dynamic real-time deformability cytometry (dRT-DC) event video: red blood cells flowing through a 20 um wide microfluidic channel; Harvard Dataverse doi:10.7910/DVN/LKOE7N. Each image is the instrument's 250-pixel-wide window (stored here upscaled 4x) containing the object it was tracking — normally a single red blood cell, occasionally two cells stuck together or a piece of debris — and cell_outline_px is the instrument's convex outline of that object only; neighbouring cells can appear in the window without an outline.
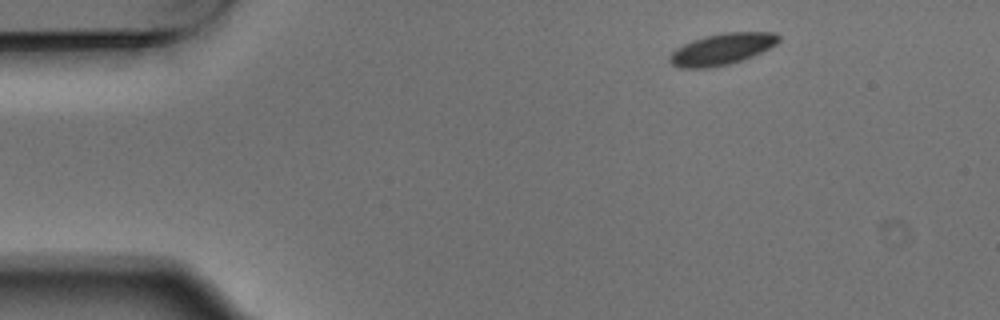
{"species": "Egyptian fruit bat (a non-hibernating species)", "species_latin": "Rousettus aegyptiacus", "temperature_condition": "warm", "stored_images_in_passage": 6, "camera_frame_rate_fps": 3000, "um_per_image_px": 0.085, "animal": {"sex": "male"}, "frame": {"image": 1, "passage_image": 1, "time_ms": 0.0, "image_size_px": [1000, 320], "cell_outline_px": [[780, 40], [776, 44], [752, 56], [728, 64], [712, 68], [680, 68], [672, 64], [668, 60], [668, 56], [676, 48], [692, 40], [724, 32], [776, 32], [780, 36]], "centroid_in_image_um": [61.35, 4.17], "position_along_channel_um": 23.7, "area_um2": 19.83}}
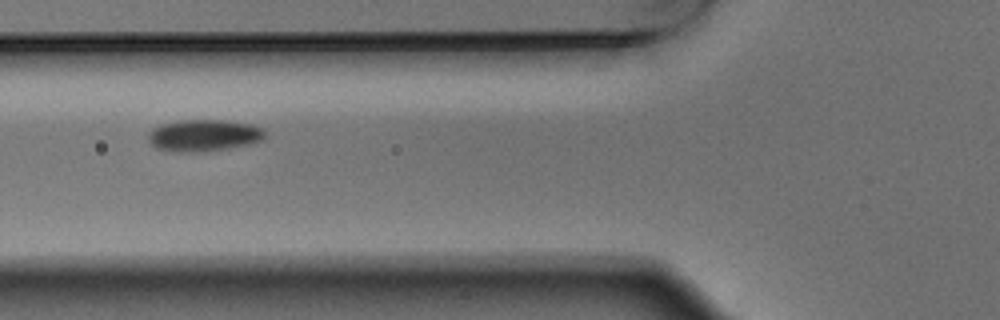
{"frame": {"image": 2, "passage_image": 4, "time_ms": 1.0, "image_size_px": [1000, 320], "cell_outline_px": [[264, 140], [252, 144], [204, 152], [172, 152], [156, 148], [148, 140], [148, 132], [152, 128], [160, 124], [180, 120], [224, 120], [252, 124], [264, 128]], "centroid_in_image_um": [17.32, 11.51], "position_along_channel_um": 108.5, "area_um2": 22.02}}
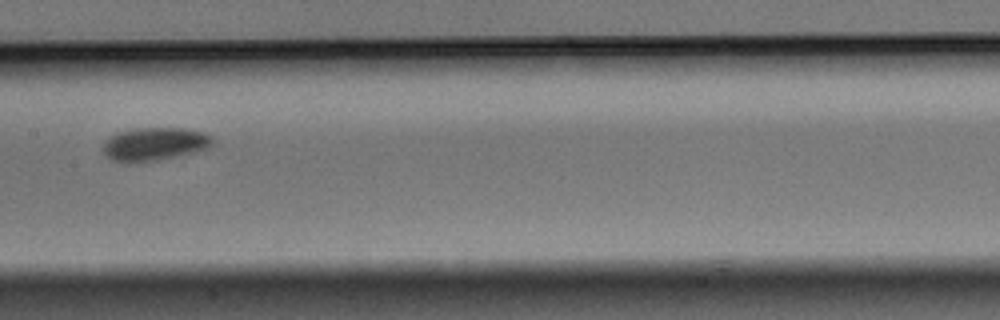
{"frame": {"image": 3, "passage_image": 6, "time_ms": 1.667, "image_size_px": [1000, 320], "cell_outline_px": [[212, 144], [208, 148], [160, 160], [128, 164], [124, 164], [112, 160], [104, 152], [104, 144], [116, 132], [136, 128], [184, 128], [204, 132], [212, 136]], "centroid_in_image_um": [13.13, 12.25], "position_along_channel_um": 194.3, "area_um2": 21.21}}